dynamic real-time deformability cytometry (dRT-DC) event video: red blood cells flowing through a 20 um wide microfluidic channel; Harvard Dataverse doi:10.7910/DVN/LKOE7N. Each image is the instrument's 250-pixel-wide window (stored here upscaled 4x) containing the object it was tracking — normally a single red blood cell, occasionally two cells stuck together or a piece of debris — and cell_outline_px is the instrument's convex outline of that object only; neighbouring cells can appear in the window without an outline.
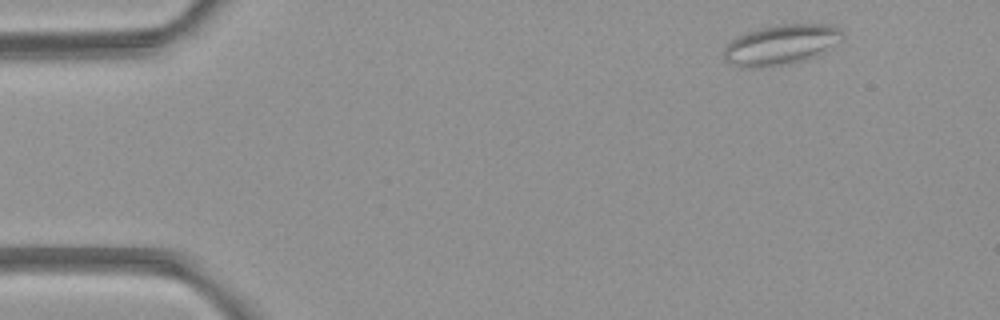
{"species": "common noctule bat (a hibernating species)", "species_latin": "Nyctalus noctula", "temperature_condition": "room temperature", "stored_images_in_passage": 4, "camera_frame_rate_fps": 3000, "um_per_image_px": 0.085, "animal": {"sex": "female", "body_mass_g": 21.9}, "frame": {"image": 1, "passage_image": 1, "time_ms": 0.0, "image_size_px": [1000, 320], "cell_outline_px": [[844, 36], [840, 40], [816, 56], [808, 60], [788, 64], [764, 68], [740, 68], [728, 64], [724, 60], [724, 48], [736, 36], [756, 28], [776, 24], [828, 24], [840, 28], [844, 32]], "centroid_in_image_um": [66.34, 3.81], "position_along_channel_um": 18.7, "area_um2": 28.32}}